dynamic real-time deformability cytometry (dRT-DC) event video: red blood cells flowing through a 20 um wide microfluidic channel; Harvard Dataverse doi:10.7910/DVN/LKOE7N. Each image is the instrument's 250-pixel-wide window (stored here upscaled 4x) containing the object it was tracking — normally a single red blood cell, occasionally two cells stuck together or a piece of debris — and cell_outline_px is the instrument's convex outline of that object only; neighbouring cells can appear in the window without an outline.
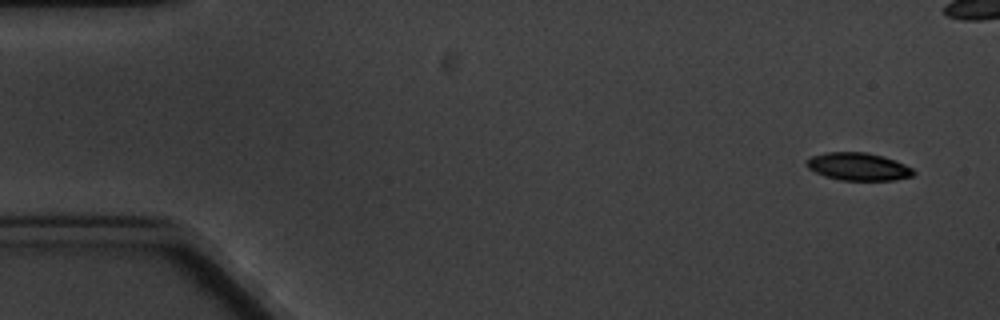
{"species": "common noctule bat (a hibernating species)", "species_latin": "Nyctalus noctula", "temperature_condition": "cold", "stored_images_in_passage": 6, "camera_frame_rate_fps": 3000, "um_per_image_px": 0.085, "animal": {"sex": "male", "body_mass_g": 20.1, "forearm_length_mm": 53.5}, "frame": {"image": 1, "passage_image": 1, "time_ms": 0.0, "image_size_px": [1000, 320], "cell_outline_px": [[916, 172], [912, 176], [896, 180], [840, 180], [824, 176], [808, 168], [804, 164], [804, 160], [812, 156], [824, 152], [864, 152], [880, 156], [904, 164], [912, 168]], "centroid_in_image_um": [72.9, 14.16], "position_along_channel_um": 12.1, "area_um2": 17.22}}